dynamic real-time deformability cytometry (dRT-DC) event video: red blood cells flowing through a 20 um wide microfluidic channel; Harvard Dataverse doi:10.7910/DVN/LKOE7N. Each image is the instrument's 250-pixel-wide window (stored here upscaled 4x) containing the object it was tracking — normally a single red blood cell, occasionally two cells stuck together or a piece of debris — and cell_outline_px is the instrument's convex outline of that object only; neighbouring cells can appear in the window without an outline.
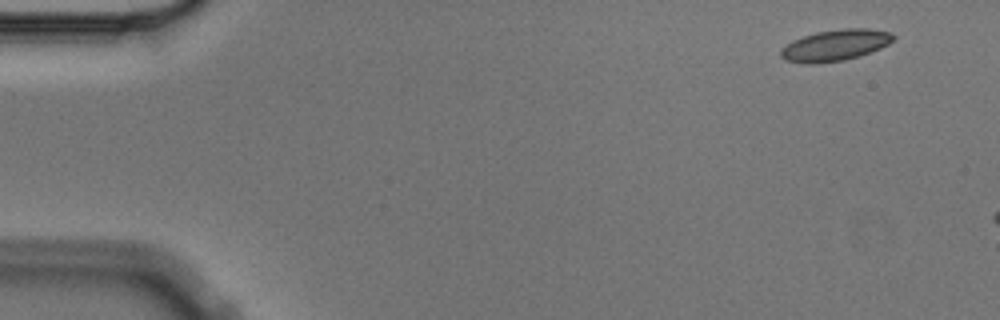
{"species": "Egyptian fruit bat (a non-hibernating species)", "species_latin": "Rousettus aegyptiacus", "temperature_condition": "cold", "stored_images_in_passage": 3, "camera_frame_rate_fps": 3000, "um_per_image_px": 0.085, "animal": {"sex": "male"}, "frame": {"image": 1, "passage_image": 1, "time_ms": 0.0, "image_size_px": [1000, 320], "cell_outline_px": [[896, 40], [880, 48], [860, 56], [844, 60], [816, 64], [804, 64], [784, 60], [780, 56], [780, 48], [792, 40], [816, 32], [844, 28], [868, 28], [892, 32], [896, 36]], "centroid_in_image_um": [71.0, 3.85], "position_along_channel_um": 14.0, "area_um2": 20.87}}